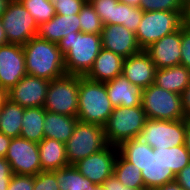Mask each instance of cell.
Returning a JSON list of instances; mask_svg holds the SVG:
<instances>
[{
    "label": "cell",
    "mask_w": 190,
    "mask_h": 190,
    "mask_svg": "<svg viewBox=\"0 0 190 190\" xmlns=\"http://www.w3.org/2000/svg\"><path fill=\"white\" fill-rule=\"evenodd\" d=\"M190 163V153L184 145L153 149L148 145V161L141 170L145 189L175 181V176Z\"/></svg>",
    "instance_id": "6da1fadb"
},
{
    "label": "cell",
    "mask_w": 190,
    "mask_h": 190,
    "mask_svg": "<svg viewBox=\"0 0 190 190\" xmlns=\"http://www.w3.org/2000/svg\"><path fill=\"white\" fill-rule=\"evenodd\" d=\"M69 75L86 76L102 49L101 34L73 32L58 42Z\"/></svg>",
    "instance_id": "7a4b0ae2"
},
{
    "label": "cell",
    "mask_w": 190,
    "mask_h": 190,
    "mask_svg": "<svg viewBox=\"0 0 190 190\" xmlns=\"http://www.w3.org/2000/svg\"><path fill=\"white\" fill-rule=\"evenodd\" d=\"M22 47L28 75L51 81L67 74L64 55L56 43L35 36Z\"/></svg>",
    "instance_id": "3957f363"
},
{
    "label": "cell",
    "mask_w": 190,
    "mask_h": 190,
    "mask_svg": "<svg viewBox=\"0 0 190 190\" xmlns=\"http://www.w3.org/2000/svg\"><path fill=\"white\" fill-rule=\"evenodd\" d=\"M114 107L107 95L105 83L79 76V121L104 126Z\"/></svg>",
    "instance_id": "277c9868"
},
{
    "label": "cell",
    "mask_w": 190,
    "mask_h": 190,
    "mask_svg": "<svg viewBox=\"0 0 190 190\" xmlns=\"http://www.w3.org/2000/svg\"><path fill=\"white\" fill-rule=\"evenodd\" d=\"M147 119L142 106L114 107L103 126L107 144L118 147L122 142L138 137Z\"/></svg>",
    "instance_id": "5b68a950"
},
{
    "label": "cell",
    "mask_w": 190,
    "mask_h": 190,
    "mask_svg": "<svg viewBox=\"0 0 190 190\" xmlns=\"http://www.w3.org/2000/svg\"><path fill=\"white\" fill-rule=\"evenodd\" d=\"M183 24L182 11L143 12L142 20L135 32L137 43L145 50L165 35L177 31Z\"/></svg>",
    "instance_id": "8992f818"
},
{
    "label": "cell",
    "mask_w": 190,
    "mask_h": 190,
    "mask_svg": "<svg viewBox=\"0 0 190 190\" xmlns=\"http://www.w3.org/2000/svg\"><path fill=\"white\" fill-rule=\"evenodd\" d=\"M141 106L148 119L165 121L186 119L182 95L167 91L155 84L142 89Z\"/></svg>",
    "instance_id": "52a82bcc"
},
{
    "label": "cell",
    "mask_w": 190,
    "mask_h": 190,
    "mask_svg": "<svg viewBox=\"0 0 190 190\" xmlns=\"http://www.w3.org/2000/svg\"><path fill=\"white\" fill-rule=\"evenodd\" d=\"M69 165L104 149L108 144L104 127L78 121L72 136L65 143Z\"/></svg>",
    "instance_id": "ba28073f"
},
{
    "label": "cell",
    "mask_w": 190,
    "mask_h": 190,
    "mask_svg": "<svg viewBox=\"0 0 190 190\" xmlns=\"http://www.w3.org/2000/svg\"><path fill=\"white\" fill-rule=\"evenodd\" d=\"M79 76L66 74L50 81L44 109L48 112L77 117Z\"/></svg>",
    "instance_id": "9c48e42d"
},
{
    "label": "cell",
    "mask_w": 190,
    "mask_h": 190,
    "mask_svg": "<svg viewBox=\"0 0 190 190\" xmlns=\"http://www.w3.org/2000/svg\"><path fill=\"white\" fill-rule=\"evenodd\" d=\"M0 18L8 43L23 46L37 36L38 24L19 0H10Z\"/></svg>",
    "instance_id": "30bf717a"
},
{
    "label": "cell",
    "mask_w": 190,
    "mask_h": 190,
    "mask_svg": "<svg viewBox=\"0 0 190 190\" xmlns=\"http://www.w3.org/2000/svg\"><path fill=\"white\" fill-rule=\"evenodd\" d=\"M186 119L153 120L147 119L138 138L153 149L171 148L185 144Z\"/></svg>",
    "instance_id": "8fae6325"
},
{
    "label": "cell",
    "mask_w": 190,
    "mask_h": 190,
    "mask_svg": "<svg viewBox=\"0 0 190 190\" xmlns=\"http://www.w3.org/2000/svg\"><path fill=\"white\" fill-rule=\"evenodd\" d=\"M4 158L13 174L35 176L42 171L38 143L22 137L12 138Z\"/></svg>",
    "instance_id": "7c38bea8"
},
{
    "label": "cell",
    "mask_w": 190,
    "mask_h": 190,
    "mask_svg": "<svg viewBox=\"0 0 190 190\" xmlns=\"http://www.w3.org/2000/svg\"><path fill=\"white\" fill-rule=\"evenodd\" d=\"M118 147L107 145L101 151L87 156L74 164V167L93 184L102 185L113 175Z\"/></svg>",
    "instance_id": "4fadbf2b"
},
{
    "label": "cell",
    "mask_w": 190,
    "mask_h": 190,
    "mask_svg": "<svg viewBox=\"0 0 190 190\" xmlns=\"http://www.w3.org/2000/svg\"><path fill=\"white\" fill-rule=\"evenodd\" d=\"M25 75L26 64L23 47L7 43L0 46V86L8 91Z\"/></svg>",
    "instance_id": "5bb4252c"
},
{
    "label": "cell",
    "mask_w": 190,
    "mask_h": 190,
    "mask_svg": "<svg viewBox=\"0 0 190 190\" xmlns=\"http://www.w3.org/2000/svg\"><path fill=\"white\" fill-rule=\"evenodd\" d=\"M50 81L25 75L8 91L9 99L23 108L43 107Z\"/></svg>",
    "instance_id": "9a60e30c"
},
{
    "label": "cell",
    "mask_w": 190,
    "mask_h": 190,
    "mask_svg": "<svg viewBox=\"0 0 190 190\" xmlns=\"http://www.w3.org/2000/svg\"><path fill=\"white\" fill-rule=\"evenodd\" d=\"M102 48L128 58L139 53V47L134 32L122 24L104 25L101 33Z\"/></svg>",
    "instance_id": "2e32d148"
},
{
    "label": "cell",
    "mask_w": 190,
    "mask_h": 190,
    "mask_svg": "<svg viewBox=\"0 0 190 190\" xmlns=\"http://www.w3.org/2000/svg\"><path fill=\"white\" fill-rule=\"evenodd\" d=\"M180 47L181 27L151 44L145 51L149 54L156 69H163L180 64Z\"/></svg>",
    "instance_id": "e0dca14e"
},
{
    "label": "cell",
    "mask_w": 190,
    "mask_h": 190,
    "mask_svg": "<svg viewBox=\"0 0 190 190\" xmlns=\"http://www.w3.org/2000/svg\"><path fill=\"white\" fill-rule=\"evenodd\" d=\"M156 66L145 50L124 58L122 75L141 89L154 84Z\"/></svg>",
    "instance_id": "ac0fdd59"
},
{
    "label": "cell",
    "mask_w": 190,
    "mask_h": 190,
    "mask_svg": "<svg viewBox=\"0 0 190 190\" xmlns=\"http://www.w3.org/2000/svg\"><path fill=\"white\" fill-rule=\"evenodd\" d=\"M105 86L113 107L141 106L142 89L137 85L131 84L123 75L105 82Z\"/></svg>",
    "instance_id": "d6986e66"
},
{
    "label": "cell",
    "mask_w": 190,
    "mask_h": 190,
    "mask_svg": "<svg viewBox=\"0 0 190 190\" xmlns=\"http://www.w3.org/2000/svg\"><path fill=\"white\" fill-rule=\"evenodd\" d=\"M73 32H81L79 15L56 14L48 22H43L38 26L37 36L58 44L65 36L73 35Z\"/></svg>",
    "instance_id": "ffe728a7"
},
{
    "label": "cell",
    "mask_w": 190,
    "mask_h": 190,
    "mask_svg": "<svg viewBox=\"0 0 190 190\" xmlns=\"http://www.w3.org/2000/svg\"><path fill=\"white\" fill-rule=\"evenodd\" d=\"M123 62V57L102 48L86 77L102 83L113 80L122 75Z\"/></svg>",
    "instance_id": "44dd1931"
},
{
    "label": "cell",
    "mask_w": 190,
    "mask_h": 190,
    "mask_svg": "<svg viewBox=\"0 0 190 190\" xmlns=\"http://www.w3.org/2000/svg\"><path fill=\"white\" fill-rule=\"evenodd\" d=\"M189 82L190 70L181 64L156 69L154 84L167 91L182 95Z\"/></svg>",
    "instance_id": "7402d4cb"
},
{
    "label": "cell",
    "mask_w": 190,
    "mask_h": 190,
    "mask_svg": "<svg viewBox=\"0 0 190 190\" xmlns=\"http://www.w3.org/2000/svg\"><path fill=\"white\" fill-rule=\"evenodd\" d=\"M38 149L42 171H54L69 166L65 143L44 138L38 143Z\"/></svg>",
    "instance_id": "603a6c76"
},
{
    "label": "cell",
    "mask_w": 190,
    "mask_h": 190,
    "mask_svg": "<svg viewBox=\"0 0 190 190\" xmlns=\"http://www.w3.org/2000/svg\"><path fill=\"white\" fill-rule=\"evenodd\" d=\"M77 117L61 115L45 110L44 136L66 143L72 136L74 128L78 122Z\"/></svg>",
    "instance_id": "cb8c5ba5"
},
{
    "label": "cell",
    "mask_w": 190,
    "mask_h": 190,
    "mask_svg": "<svg viewBox=\"0 0 190 190\" xmlns=\"http://www.w3.org/2000/svg\"><path fill=\"white\" fill-rule=\"evenodd\" d=\"M44 107L25 108L22 118L20 137L28 141L40 143L44 138Z\"/></svg>",
    "instance_id": "d4e9b609"
},
{
    "label": "cell",
    "mask_w": 190,
    "mask_h": 190,
    "mask_svg": "<svg viewBox=\"0 0 190 190\" xmlns=\"http://www.w3.org/2000/svg\"><path fill=\"white\" fill-rule=\"evenodd\" d=\"M24 110L8 99L0 109V132L10 138L20 137Z\"/></svg>",
    "instance_id": "484cf974"
},
{
    "label": "cell",
    "mask_w": 190,
    "mask_h": 190,
    "mask_svg": "<svg viewBox=\"0 0 190 190\" xmlns=\"http://www.w3.org/2000/svg\"><path fill=\"white\" fill-rule=\"evenodd\" d=\"M113 174L126 187L145 188L141 170L128 162L119 152L114 163Z\"/></svg>",
    "instance_id": "4316f807"
},
{
    "label": "cell",
    "mask_w": 190,
    "mask_h": 190,
    "mask_svg": "<svg viewBox=\"0 0 190 190\" xmlns=\"http://www.w3.org/2000/svg\"><path fill=\"white\" fill-rule=\"evenodd\" d=\"M119 153L140 170L144 169L148 161V144L140 138L126 140L118 146Z\"/></svg>",
    "instance_id": "83f0119b"
},
{
    "label": "cell",
    "mask_w": 190,
    "mask_h": 190,
    "mask_svg": "<svg viewBox=\"0 0 190 190\" xmlns=\"http://www.w3.org/2000/svg\"><path fill=\"white\" fill-rule=\"evenodd\" d=\"M56 179L60 190H89L92 184L74 165L56 170Z\"/></svg>",
    "instance_id": "f1b7e54d"
},
{
    "label": "cell",
    "mask_w": 190,
    "mask_h": 190,
    "mask_svg": "<svg viewBox=\"0 0 190 190\" xmlns=\"http://www.w3.org/2000/svg\"><path fill=\"white\" fill-rule=\"evenodd\" d=\"M140 7H133L122 2L114 6L112 24H122L132 32H136L143 17Z\"/></svg>",
    "instance_id": "f546056e"
},
{
    "label": "cell",
    "mask_w": 190,
    "mask_h": 190,
    "mask_svg": "<svg viewBox=\"0 0 190 190\" xmlns=\"http://www.w3.org/2000/svg\"><path fill=\"white\" fill-rule=\"evenodd\" d=\"M21 4L33 16L38 26L43 22H48L56 13L54 5L50 0H19Z\"/></svg>",
    "instance_id": "4dcf8cb0"
},
{
    "label": "cell",
    "mask_w": 190,
    "mask_h": 190,
    "mask_svg": "<svg viewBox=\"0 0 190 190\" xmlns=\"http://www.w3.org/2000/svg\"><path fill=\"white\" fill-rule=\"evenodd\" d=\"M78 15L81 32L91 34L102 33L104 25L89 1L84 4Z\"/></svg>",
    "instance_id": "1f68e13d"
},
{
    "label": "cell",
    "mask_w": 190,
    "mask_h": 190,
    "mask_svg": "<svg viewBox=\"0 0 190 190\" xmlns=\"http://www.w3.org/2000/svg\"><path fill=\"white\" fill-rule=\"evenodd\" d=\"M187 0H141L140 8L149 11H182L185 14Z\"/></svg>",
    "instance_id": "d6a6232c"
},
{
    "label": "cell",
    "mask_w": 190,
    "mask_h": 190,
    "mask_svg": "<svg viewBox=\"0 0 190 190\" xmlns=\"http://www.w3.org/2000/svg\"><path fill=\"white\" fill-rule=\"evenodd\" d=\"M101 19L103 25H112L114 6L119 0H88Z\"/></svg>",
    "instance_id": "836d02e7"
},
{
    "label": "cell",
    "mask_w": 190,
    "mask_h": 190,
    "mask_svg": "<svg viewBox=\"0 0 190 190\" xmlns=\"http://www.w3.org/2000/svg\"><path fill=\"white\" fill-rule=\"evenodd\" d=\"M58 15L79 14L88 0H50Z\"/></svg>",
    "instance_id": "e575fe53"
},
{
    "label": "cell",
    "mask_w": 190,
    "mask_h": 190,
    "mask_svg": "<svg viewBox=\"0 0 190 190\" xmlns=\"http://www.w3.org/2000/svg\"><path fill=\"white\" fill-rule=\"evenodd\" d=\"M34 190H60L56 179V170L41 171L35 175Z\"/></svg>",
    "instance_id": "d590c367"
},
{
    "label": "cell",
    "mask_w": 190,
    "mask_h": 190,
    "mask_svg": "<svg viewBox=\"0 0 190 190\" xmlns=\"http://www.w3.org/2000/svg\"><path fill=\"white\" fill-rule=\"evenodd\" d=\"M181 57L180 64L190 70V29L184 24L181 26Z\"/></svg>",
    "instance_id": "8d00e7d4"
},
{
    "label": "cell",
    "mask_w": 190,
    "mask_h": 190,
    "mask_svg": "<svg viewBox=\"0 0 190 190\" xmlns=\"http://www.w3.org/2000/svg\"><path fill=\"white\" fill-rule=\"evenodd\" d=\"M7 190H34V176L13 174Z\"/></svg>",
    "instance_id": "74e56055"
},
{
    "label": "cell",
    "mask_w": 190,
    "mask_h": 190,
    "mask_svg": "<svg viewBox=\"0 0 190 190\" xmlns=\"http://www.w3.org/2000/svg\"><path fill=\"white\" fill-rule=\"evenodd\" d=\"M12 175L9 162L0 157V190H7Z\"/></svg>",
    "instance_id": "f35d334b"
},
{
    "label": "cell",
    "mask_w": 190,
    "mask_h": 190,
    "mask_svg": "<svg viewBox=\"0 0 190 190\" xmlns=\"http://www.w3.org/2000/svg\"><path fill=\"white\" fill-rule=\"evenodd\" d=\"M104 190H148L145 188L133 189L130 187L124 186L113 174L102 184Z\"/></svg>",
    "instance_id": "ab89813d"
},
{
    "label": "cell",
    "mask_w": 190,
    "mask_h": 190,
    "mask_svg": "<svg viewBox=\"0 0 190 190\" xmlns=\"http://www.w3.org/2000/svg\"><path fill=\"white\" fill-rule=\"evenodd\" d=\"M175 181L184 189L190 190V163L175 176Z\"/></svg>",
    "instance_id": "60d3db41"
},
{
    "label": "cell",
    "mask_w": 190,
    "mask_h": 190,
    "mask_svg": "<svg viewBox=\"0 0 190 190\" xmlns=\"http://www.w3.org/2000/svg\"><path fill=\"white\" fill-rule=\"evenodd\" d=\"M183 110L186 119H190V82L182 93Z\"/></svg>",
    "instance_id": "b9f144b4"
},
{
    "label": "cell",
    "mask_w": 190,
    "mask_h": 190,
    "mask_svg": "<svg viewBox=\"0 0 190 190\" xmlns=\"http://www.w3.org/2000/svg\"><path fill=\"white\" fill-rule=\"evenodd\" d=\"M12 138L0 132V157L4 158Z\"/></svg>",
    "instance_id": "7bdbcfd3"
},
{
    "label": "cell",
    "mask_w": 190,
    "mask_h": 190,
    "mask_svg": "<svg viewBox=\"0 0 190 190\" xmlns=\"http://www.w3.org/2000/svg\"><path fill=\"white\" fill-rule=\"evenodd\" d=\"M155 190H184L176 181L166 183Z\"/></svg>",
    "instance_id": "ee69618b"
},
{
    "label": "cell",
    "mask_w": 190,
    "mask_h": 190,
    "mask_svg": "<svg viewBox=\"0 0 190 190\" xmlns=\"http://www.w3.org/2000/svg\"><path fill=\"white\" fill-rule=\"evenodd\" d=\"M185 147L190 153V119H186Z\"/></svg>",
    "instance_id": "f6af8a7d"
},
{
    "label": "cell",
    "mask_w": 190,
    "mask_h": 190,
    "mask_svg": "<svg viewBox=\"0 0 190 190\" xmlns=\"http://www.w3.org/2000/svg\"><path fill=\"white\" fill-rule=\"evenodd\" d=\"M184 25L190 29V0L186 1V10L184 14Z\"/></svg>",
    "instance_id": "bcb514c9"
},
{
    "label": "cell",
    "mask_w": 190,
    "mask_h": 190,
    "mask_svg": "<svg viewBox=\"0 0 190 190\" xmlns=\"http://www.w3.org/2000/svg\"><path fill=\"white\" fill-rule=\"evenodd\" d=\"M8 99V90L0 86V109L4 106Z\"/></svg>",
    "instance_id": "7dc6e473"
},
{
    "label": "cell",
    "mask_w": 190,
    "mask_h": 190,
    "mask_svg": "<svg viewBox=\"0 0 190 190\" xmlns=\"http://www.w3.org/2000/svg\"><path fill=\"white\" fill-rule=\"evenodd\" d=\"M7 38H6V33L5 30L3 28L2 22H1V18H0V46L7 44Z\"/></svg>",
    "instance_id": "c3c4849f"
},
{
    "label": "cell",
    "mask_w": 190,
    "mask_h": 190,
    "mask_svg": "<svg viewBox=\"0 0 190 190\" xmlns=\"http://www.w3.org/2000/svg\"><path fill=\"white\" fill-rule=\"evenodd\" d=\"M119 2H122L124 4L133 6V7H140L141 0H119Z\"/></svg>",
    "instance_id": "681fc988"
},
{
    "label": "cell",
    "mask_w": 190,
    "mask_h": 190,
    "mask_svg": "<svg viewBox=\"0 0 190 190\" xmlns=\"http://www.w3.org/2000/svg\"><path fill=\"white\" fill-rule=\"evenodd\" d=\"M9 2H10V0H0V17L2 15V13L5 11Z\"/></svg>",
    "instance_id": "f907efd6"
},
{
    "label": "cell",
    "mask_w": 190,
    "mask_h": 190,
    "mask_svg": "<svg viewBox=\"0 0 190 190\" xmlns=\"http://www.w3.org/2000/svg\"><path fill=\"white\" fill-rule=\"evenodd\" d=\"M89 190H104L102 185H96V184H90L89 185Z\"/></svg>",
    "instance_id": "816d5d0a"
}]
</instances>
